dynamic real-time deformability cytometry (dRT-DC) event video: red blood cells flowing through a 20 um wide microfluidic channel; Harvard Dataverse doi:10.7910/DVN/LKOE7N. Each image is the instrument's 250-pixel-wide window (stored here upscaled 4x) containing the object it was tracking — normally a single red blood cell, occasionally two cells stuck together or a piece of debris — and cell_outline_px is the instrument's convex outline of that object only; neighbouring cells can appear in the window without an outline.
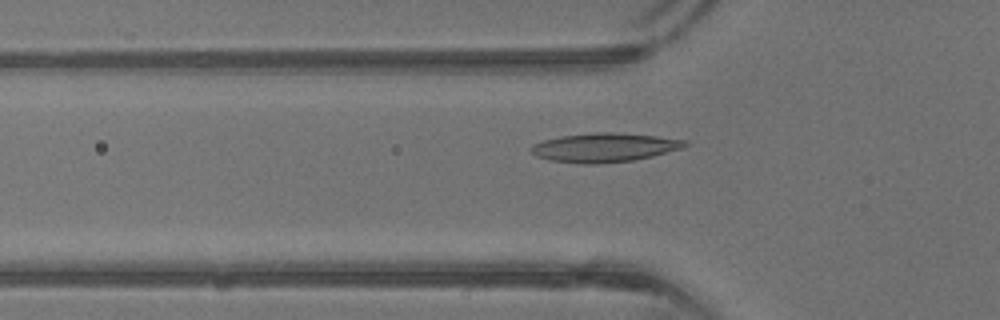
{"species": "common noctule bat (a hibernating species)", "species_latin": "Nyctalus noctula", "temperature_condition": "warm", "stored_images_in_passage": 41, "camera_frame_rate_fps": 3000, "um_per_image_px": 0.085, "animal": {"sex": "male", "body_mass_g": 13.3}, "frame": {"image": 1, "passage_image": 14, "time_ms": 4.333, "image_size_px": [1000, 320], "cell_outline_px": [[688, 144], [684, 148], [652, 156], [632, 160], [596, 164], [580, 164], [548, 160], [536, 156], [528, 148], [532, 144], [544, 140], [560, 136], [592, 132], [616, 132], [656, 136], [688, 140]], "centroid_in_image_um": [51.36, 12.53], "position_along_channel_um": 74.4, "area_um2": 26.24}}
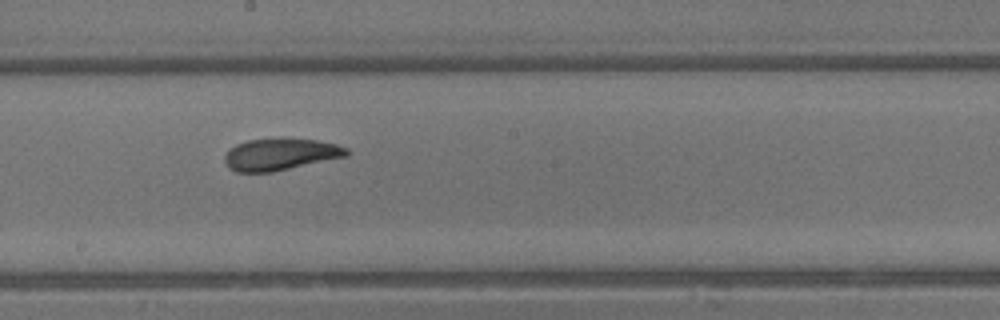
{"frame": {"image": 2, "passage_image": 23, "time_ms": 7.333, "image_size_px": [1000, 320], "cell_outline_px": [[348, 156], [272, 172], [236, 172], [228, 168], [224, 160], [224, 156], [236, 144], [248, 140], [280, 136], [316, 140], [336, 144], [348, 148]], "centroid_in_image_um": [23.83, 13.09], "position_along_channel_um": 224.4, "area_um2": 23.06}}
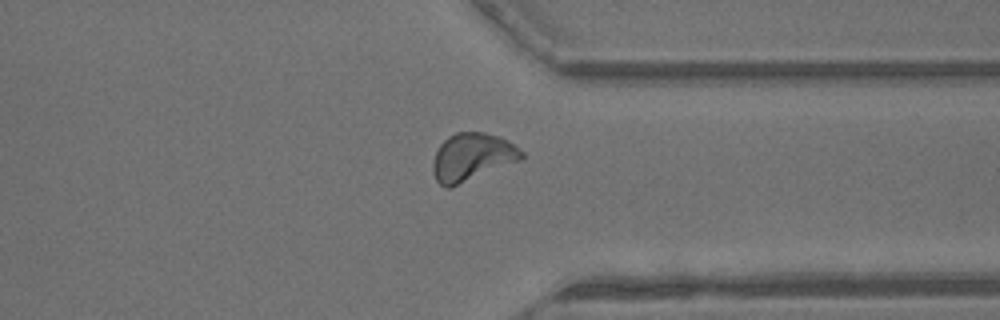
{"frame": {"image": 3, "passage_image": 32, "time_ms": 10.333, "image_size_px": [1000, 320], "cell_outline_px": [[524, 156], [520, 160], [452, 188], [448, 188], [440, 184], [436, 180], [432, 172], [432, 160], [440, 144], [448, 136], [456, 132], [484, 132], [500, 136], [520, 148], [524, 152]], "centroid_in_image_um": [40.11, 13.35], "position_along_channel_um": 371.3, "area_um2": 24.91}, "authors_computed_cell_mechanics": {"area_um2": 23.409, "velocity_mm_per_s": 4.9686, "shape_relaxation_time_tau1_ms": 3.4791, "shape_relaxation_time_tau2_ms": 1.243, "deformation_change_tau1": 0.1446, "deformation_change_tau2": 0.0696}}